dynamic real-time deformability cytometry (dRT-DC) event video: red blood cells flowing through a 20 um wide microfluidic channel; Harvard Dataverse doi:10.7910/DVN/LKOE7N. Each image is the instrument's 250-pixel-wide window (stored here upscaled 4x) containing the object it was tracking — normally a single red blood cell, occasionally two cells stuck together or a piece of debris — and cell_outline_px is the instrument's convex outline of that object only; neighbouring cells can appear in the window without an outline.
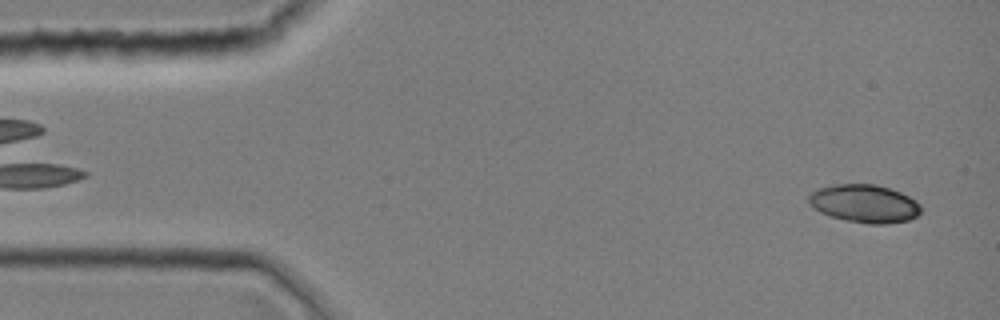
{"species": "common noctule bat (a hibernating species)", "species_latin": "Nyctalus noctula", "temperature_condition": "room temperature", "stored_images_in_passage": 9, "camera_frame_rate_fps": 3000, "um_per_image_px": 0.085, "animal": {"sex": "female", "body_mass_g": 19.0, "forearm_length_mm": 51.5}, "frame": {"image": 1, "passage_image": 1, "time_ms": 0.0, "image_size_px": [1000, 320], "cell_outline_px": [[920, 212], [916, 216], [908, 220], [884, 224], [868, 224], [848, 220], [832, 216], [820, 212], [808, 204], [808, 196], [816, 188], [836, 184], [876, 184], [900, 192], [916, 200], [920, 204]], "centroid_in_image_um": [73.46, 17.29], "position_along_channel_um": 11.5, "area_um2": 24.8}}
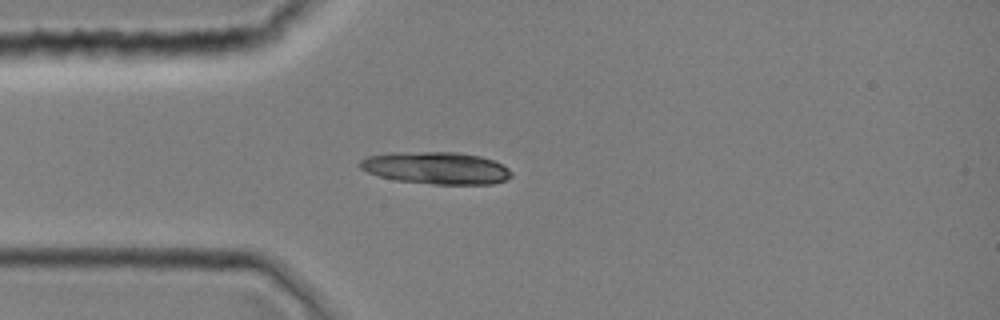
{"frame": {"image": 2, "passage_image": 9, "time_ms": 2.667, "image_size_px": [1000, 320], "cell_outline_px": [[512, 176], [504, 180], [492, 184], [432, 184], [396, 180], [380, 176], [368, 172], [360, 168], [356, 164], [360, 160], [368, 156], [388, 152], [456, 152], [480, 156], [492, 160], [508, 168], [512, 172]], "centroid_in_image_um": [37.03, 14.27], "position_along_channel_um": 48.0, "area_um2": 28.44}}